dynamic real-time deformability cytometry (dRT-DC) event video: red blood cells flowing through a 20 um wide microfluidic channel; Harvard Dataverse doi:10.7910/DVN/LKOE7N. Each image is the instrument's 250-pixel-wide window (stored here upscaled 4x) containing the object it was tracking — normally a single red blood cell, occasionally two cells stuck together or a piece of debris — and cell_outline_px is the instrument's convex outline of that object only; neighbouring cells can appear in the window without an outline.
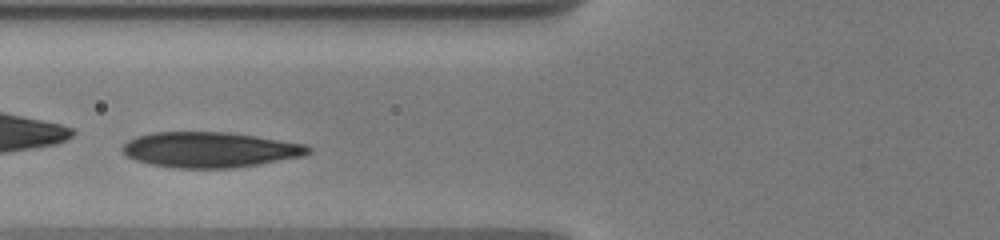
{"species": "human", "species_latin": "Homo sapiens", "temperature_condition": "warm", "stored_images_in_passage": 18, "camera_frame_rate_fps": 3000, "um_per_image_px": 0.085, "donor": {"sex": "male"}, "frame": {"image": 1, "passage_image": 6, "time_ms": 2.0, "image_size_px": [1000, 240], "cell_outline_px": [[312, 152], [304, 156], [260, 164], [232, 168], [172, 168], [152, 164], [136, 160], [124, 156], [120, 148], [128, 140], [136, 136], [152, 132], [232, 132], [308, 144], [312, 148]], "centroid_in_image_um": [17.86, 12.72], "position_along_channel_um": 107.9, "area_um2": 38.9}}
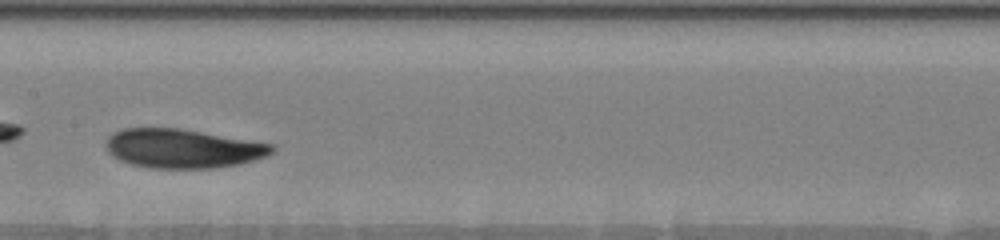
{"frame": {"image": 2, "passage_image": 13, "time_ms": 4.333, "image_size_px": [1000, 240], "cell_outline_px": [[276, 148], [272, 152], [264, 156], [252, 160], [236, 164], [216, 168], [148, 168], [128, 164], [112, 156], [108, 152], [108, 136], [124, 128], [176, 128], [276, 144]], "centroid_in_image_um": [15.53, 12.63], "position_along_channel_um": 191.9, "area_um2": 37.51}}
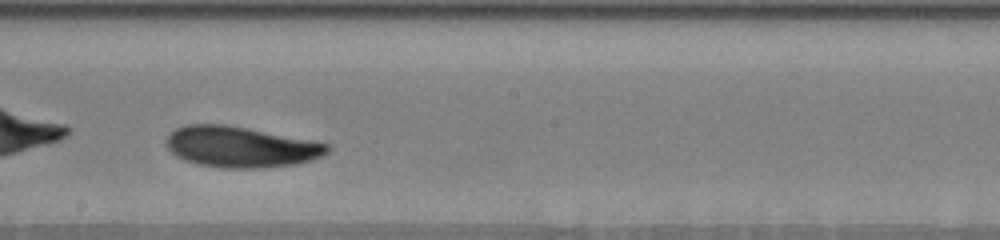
{"frame": {"image": 3, "passage_image": 16, "time_ms": 5.333, "image_size_px": [1000, 240], "cell_outline_px": [[332, 148], [328, 152], [312, 160], [296, 164], [256, 168], [224, 168], [200, 164], [184, 160], [176, 156], [168, 148], [164, 140], [176, 128], [184, 124], [228, 124], [312, 140], [328, 144]], "centroid_in_image_um": [20.45, 12.47], "position_along_channel_um": 227.7, "area_um2": 38.44}}